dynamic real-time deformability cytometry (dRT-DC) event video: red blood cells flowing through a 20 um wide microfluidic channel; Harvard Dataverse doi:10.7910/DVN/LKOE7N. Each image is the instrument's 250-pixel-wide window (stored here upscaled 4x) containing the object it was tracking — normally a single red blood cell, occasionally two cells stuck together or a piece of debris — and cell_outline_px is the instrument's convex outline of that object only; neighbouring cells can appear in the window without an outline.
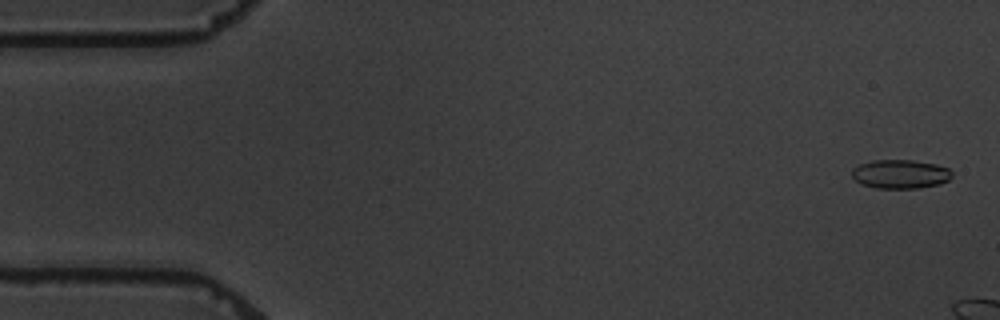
{"species": "common noctule bat (a hibernating species)", "species_latin": "Nyctalus noctula", "temperature_condition": "warm", "stored_images_in_passage": 3, "camera_frame_rate_fps": 3000, "um_per_image_px": 0.085, "animal": {"sex": "male", "body_mass_g": 19.5, "forearm_length_mm": 54.6}, "frame": {"image": 1, "passage_image": 1, "time_ms": 0.0, "image_size_px": [1000, 320], "cell_outline_px": [[952, 176], [948, 180], [940, 184], [920, 188], [876, 188], [860, 184], [852, 176], [852, 168], [860, 164], [872, 160], [912, 160], [936, 164], [948, 168], [952, 172]], "centroid_in_image_um": [76.52, 14.8], "position_along_channel_um": 8.5, "area_um2": 16.94}}